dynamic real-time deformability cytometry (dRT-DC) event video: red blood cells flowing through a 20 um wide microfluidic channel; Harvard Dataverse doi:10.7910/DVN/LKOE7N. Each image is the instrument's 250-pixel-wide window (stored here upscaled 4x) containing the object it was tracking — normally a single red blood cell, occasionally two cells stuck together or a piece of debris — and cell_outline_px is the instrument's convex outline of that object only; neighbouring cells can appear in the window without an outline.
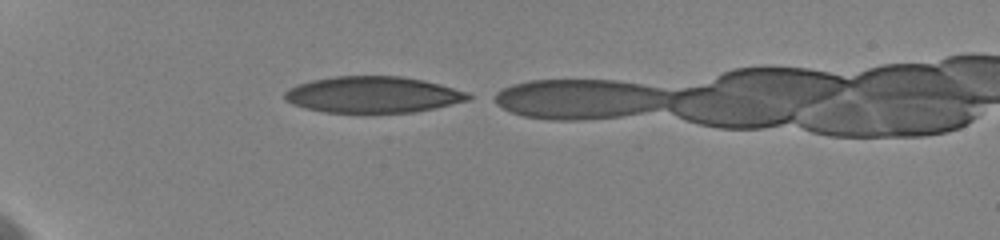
{"species": "human", "species_latin": "Homo sapiens", "temperature_condition": "cold", "stored_images_in_passage": 7, "camera_frame_rate_fps": 3000, "um_per_image_px": 0.085, "donor": {"sex": "female"}, "frame": {"image": 1, "passage_image": 1, "time_ms": 0.0, "image_size_px": [1000, 240], "cell_outline_px": [[472, 96], [468, 100], [436, 108], [412, 112], [324, 112], [304, 108], [292, 104], [284, 100], [284, 92], [288, 88], [296, 84], [312, 80], [336, 76], [400, 76], [424, 80], [440, 84], [468, 92]], "centroid_in_image_um": [31.67, 8.04], "position_along_channel_um": 53.3, "area_um2": 38.9}}